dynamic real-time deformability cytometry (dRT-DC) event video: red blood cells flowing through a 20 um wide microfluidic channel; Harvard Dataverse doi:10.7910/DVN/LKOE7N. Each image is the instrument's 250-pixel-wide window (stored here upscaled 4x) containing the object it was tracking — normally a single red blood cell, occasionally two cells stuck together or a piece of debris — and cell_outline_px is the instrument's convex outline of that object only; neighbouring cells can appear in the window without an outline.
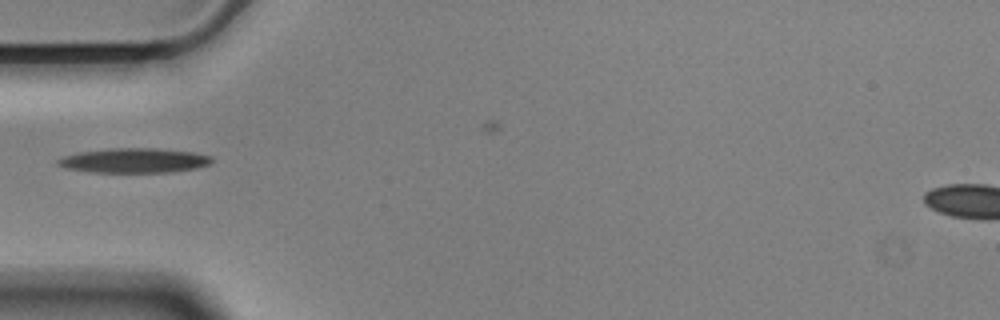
{"species": "Egyptian fruit bat (a non-hibernating species)", "species_latin": "Rousettus aegyptiacus", "temperature_condition": "cold", "stored_images_in_passage": 10, "camera_frame_rate_fps": 3000, "um_per_image_px": 0.085, "animal": {"sex": "male"}, "frame": {"image": 1, "passage_image": 1, "time_ms": 0.0, "image_size_px": [1000, 320], "cell_outline_px": [[212, 160], [208, 164], [196, 168], [172, 172], [88, 172], [68, 168], [56, 164], [56, 160], [64, 156], [80, 152], [108, 148], [156, 148], [192, 152], [212, 156]], "centroid_in_image_um": [11.39, 13.64], "position_along_channel_um": 73.6, "area_um2": 22.02}}
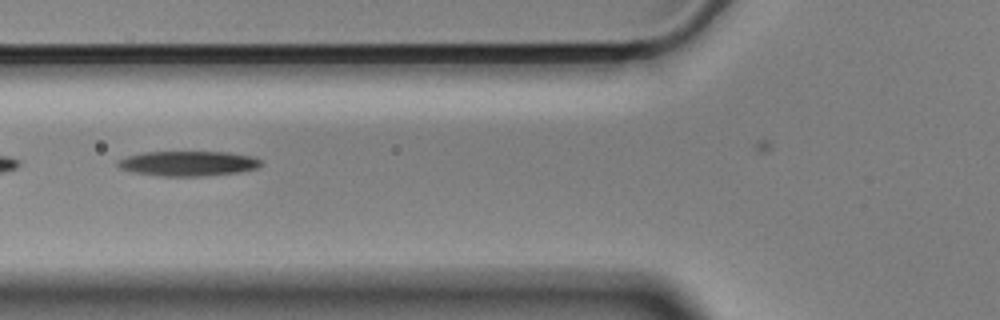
{"frame": {"image": 2, "passage_image": 4, "time_ms": 1.0, "image_size_px": [1000, 320], "cell_outline_px": [[264, 164], [256, 168], [240, 172], [204, 176], [160, 176], [132, 172], [120, 168], [116, 164], [116, 160], [128, 156], [144, 152], [228, 152], [252, 156], [260, 160]], "centroid_in_image_um": [15.98, 13.9], "position_along_channel_um": 109.8, "area_um2": 20.92}}
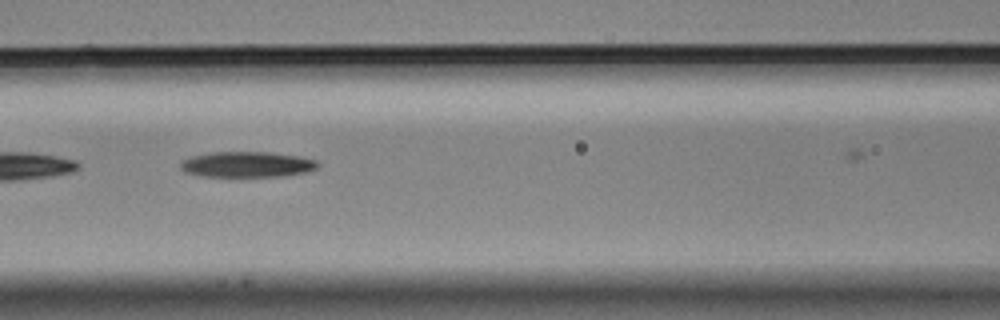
{"frame": {"image": 3, "passage_image": 7, "time_ms": 2.0, "image_size_px": [1000, 320], "cell_outline_px": [[320, 164], [316, 168], [308, 172], [280, 176], [200, 176], [184, 172], [180, 168], [180, 160], [192, 156], [212, 152], [272, 152], [300, 156], [316, 160]], "centroid_in_image_um": [20.99, 13.97], "position_along_channel_um": 145.6, "area_um2": 20.63}}